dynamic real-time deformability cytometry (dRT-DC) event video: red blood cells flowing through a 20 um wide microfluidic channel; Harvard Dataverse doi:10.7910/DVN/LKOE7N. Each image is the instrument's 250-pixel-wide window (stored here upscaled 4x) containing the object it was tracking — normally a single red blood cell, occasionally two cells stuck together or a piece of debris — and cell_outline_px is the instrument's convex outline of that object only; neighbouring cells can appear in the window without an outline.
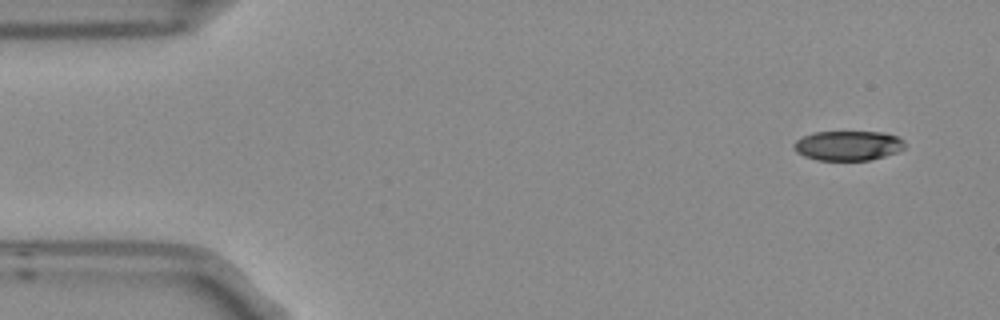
{"species": "Egyptian fruit bat (a non-hibernating species)", "species_latin": "Rousettus aegyptiacus", "temperature_condition": "room temperature", "stored_images_in_passage": 4, "camera_frame_rate_fps": 3000, "um_per_image_px": 0.085, "frame": {"image": 1, "passage_image": 1, "time_ms": 0.0, "image_size_px": [1000, 320], "cell_outline_px": [[904, 148], [896, 152], [884, 156], [868, 160], [816, 160], [804, 156], [796, 152], [792, 144], [796, 140], [812, 132], [884, 132], [900, 136], [904, 140]], "centroid_in_image_um": [72.08, 12.37], "position_along_channel_um": 12.9, "area_um2": 19.31}}